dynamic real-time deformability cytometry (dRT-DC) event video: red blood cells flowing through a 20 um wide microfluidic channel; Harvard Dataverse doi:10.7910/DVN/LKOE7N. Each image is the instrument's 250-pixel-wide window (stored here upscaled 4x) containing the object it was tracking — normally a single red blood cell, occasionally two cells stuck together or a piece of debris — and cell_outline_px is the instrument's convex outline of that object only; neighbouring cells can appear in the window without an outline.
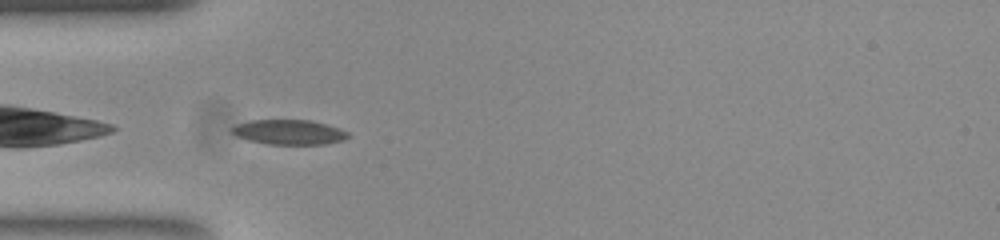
{"species": "common noctule bat (a hibernating species)", "species_latin": "Nyctalus noctula", "temperature_condition": "room temperature", "stored_images_in_passage": 37, "camera_frame_rate_fps": 3000, "um_per_image_px": 0.085, "animal": {"sex": "female", "body_mass_g": 23.0, "forearm_length_mm": 53.4}, "frame": {"image": 1, "passage_image": 1, "time_ms": 0.0, "image_size_px": [1000, 240], "cell_outline_px": [[348, 136], [344, 140], [324, 144], [268, 144], [248, 140], [236, 136], [232, 132], [232, 128], [236, 124], [248, 120], [312, 120], [340, 128], [348, 132]], "centroid_in_image_um": [24.56, 11.22], "position_along_channel_um": 60.4, "area_um2": 16.82}}
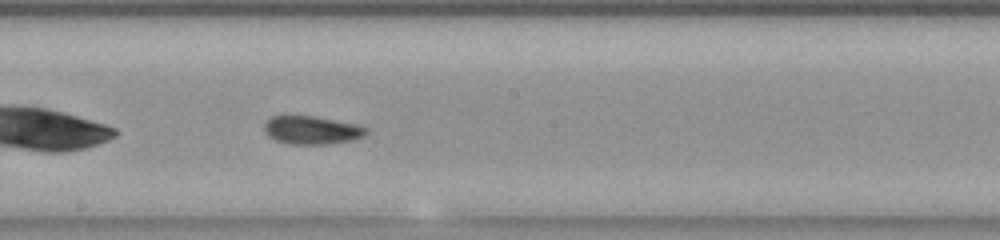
{"frame": {"image": 2, "passage_image": 14, "time_ms": 4.333, "image_size_px": [1000, 240], "cell_outline_px": [[368, 132], [364, 136], [352, 140], [328, 144], [292, 144], [276, 140], [264, 128], [264, 124], [272, 116], [312, 116], [360, 124], [368, 128]], "centroid_in_image_um": [26.59, 11.05], "position_along_channel_um": 221.6, "area_um2": 16.59}}
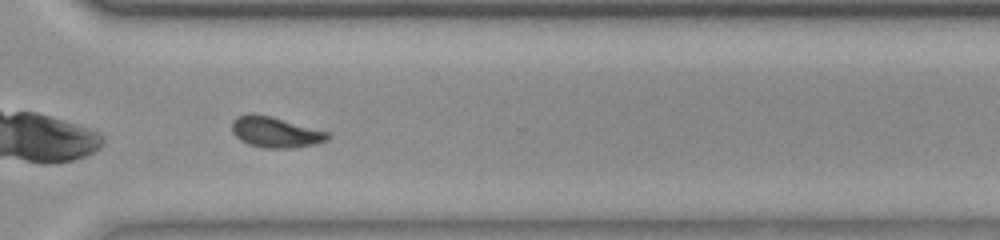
{"frame": {"image": 3, "passage_image": 24, "time_ms": 7.667, "image_size_px": [1000, 240], "cell_outline_px": [[332, 136], [328, 140], [312, 144], [288, 148], [264, 148], [248, 144], [240, 140], [232, 132], [232, 124], [240, 116], [252, 112], [268, 116], [328, 132]], "centroid_in_image_um": [23.4, 11.24], "position_along_channel_um": 347.2, "area_um2": 16.7}, "authors_computed_cell_mechanics": {"area_um2": 16.8198, "velocity_mm_per_s": 3.7602, "shape_relaxation_time_tau1_ms": 4.8012, "shape_relaxation_time_tau2_ms": 2.5487, "deformation_change_tau1": 0.1218, "deformation_change_tau2": 0.0822}}